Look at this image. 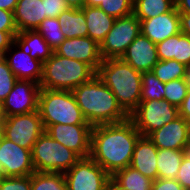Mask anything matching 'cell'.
I'll use <instances>...</instances> for the list:
<instances>
[{
    "label": "cell",
    "instance_id": "obj_1",
    "mask_svg": "<svg viewBox=\"0 0 190 190\" xmlns=\"http://www.w3.org/2000/svg\"><path fill=\"white\" fill-rule=\"evenodd\" d=\"M140 136L130 118L120 123L93 126L89 156L112 176L130 166Z\"/></svg>",
    "mask_w": 190,
    "mask_h": 190
},
{
    "label": "cell",
    "instance_id": "obj_2",
    "mask_svg": "<svg viewBox=\"0 0 190 190\" xmlns=\"http://www.w3.org/2000/svg\"><path fill=\"white\" fill-rule=\"evenodd\" d=\"M72 93L84 118L92 127L120 123L130 118L97 74L88 82L76 87Z\"/></svg>",
    "mask_w": 190,
    "mask_h": 190
},
{
    "label": "cell",
    "instance_id": "obj_3",
    "mask_svg": "<svg viewBox=\"0 0 190 190\" xmlns=\"http://www.w3.org/2000/svg\"><path fill=\"white\" fill-rule=\"evenodd\" d=\"M97 76L108 86L119 105L130 116L141 101L142 73L119 58L102 60Z\"/></svg>",
    "mask_w": 190,
    "mask_h": 190
},
{
    "label": "cell",
    "instance_id": "obj_4",
    "mask_svg": "<svg viewBox=\"0 0 190 190\" xmlns=\"http://www.w3.org/2000/svg\"><path fill=\"white\" fill-rule=\"evenodd\" d=\"M97 72L82 61L60 56L53 52L43 63L40 87L52 90L73 91L91 80Z\"/></svg>",
    "mask_w": 190,
    "mask_h": 190
},
{
    "label": "cell",
    "instance_id": "obj_5",
    "mask_svg": "<svg viewBox=\"0 0 190 190\" xmlns=\"http://www.w3.org/2000/svg\"><path fill=\"white\" fill-rule=\"evenodd\" d=\"M38 111L45 130L53 124H89L72 91L41 88Z\"/></svg>",
    "mask_w": 190,
    "mask_h": 190
},
{
    "label": "cell",
    "instance_id": "obj_6",
    "mask_svg": "<svg viewBox=\"0 0 190 190\" xmlns=\"http://www.w3.org/2000/svg\"><path fill=\"white\" fill-rule=\"evenodd\" d=\"M31 155L36 172L65 173L80 159L46 131L34 143Z\"/></svg>",
    "mask_w": 190,
    "mask_h": 190
},
{
    "label": "cell",
    "instance_id": "obj_7",
    "mask_svg": "<svg viewBox=\"0 0 190 190\" xmlns=\"http://www.w3.org/2000/svg\"><path fill=\"white\" fill-rule=\"evenodd\" d=\"M178 116V107L167 100H141L130 119L142 136H148Z\"/></svg>",
    "mask_w": 190,
    "mask_h": 190
},
{
    "label": "cell",
    "instance_id": "obj_8",
    "mask_svg": "<svg viewBox=\"0 0 190 190\" xmlns=\"http://www.w3.org/2000/svg\"><path fill=\"white\" fill-rule=\"evenodd\" d=\"M141 33V22L134 15L116 18L113 27L100 44V54L103 60L121 58L128 46Z\"/></svg>",
    "mask_w": 190,
    "mask_h": 190
},
{
    "label": "cell",
    "instance_id": "obj_9",
    "mask_svg": "<svg viewBox=\"0 0 190 190\" xmlns=\"http://www.w3.org/2000/svg\"><path fill=\"white\" fill-rule=\"evenodd\" d=\"M110 177L90 156L80 158L64 173L67 190H105Z\"/></svg>",
    "mask_w": 190,
    "mask_h": 190
},
{
    "label": "cell",
    "instance_id": "obj_10",
    "mask_svg": "<svg viewBox=\"0 0 190 190\" xmlns=\"http://www.w3.org/2000/svg\"><path fill=\"white\" fill-rule=\"evenodd\" d=\"M44 131L38 110L6 117L4 137L20 147L32 150L34 143Z\"/></svg>",
    "mask_w": 190,
    "mask_h": 190
},
{
    "label": "cell",
    "instance_id": "obj_11",
    "mask_svg": "<svg viewBox=\"0 0 190 190\" xmlns=\"http://www.w3.org/2000/svg\"><path fill=\"white\" fill-rule=\"evenodd\" d=\"M90 124H53L45 131L80 158L89 157L91 144Z\"/></svg>",
    "mask_w": 190,
    "mask_h": 190
},
{
    "label": "cell",
    "instance_id": "obj_12",
    "mask_svg": "<svg viewBox=\"0 0 190 190\" xmlns=\"http://www.w3.org/2000/svg\"><path fill=\"white\" fill-rule=\"evenodd\" d=\"M0 163L5 177L30 176L35 172L31 150L5 137L0 140Z\"/></svg>",
    "mask_w": 190,
    "mask_h": 190
},
{
    "label": "cell",
    "instance_id": "obj_13",
    "mask_svg": "<svg viewBox=\"0 0 190 190\" xmlns=\"http://www.w3.org/2000/svg\"><path fill=\"white\" fill-rule=\"evenodd\" d=\"M40 90L39 83L31 80H17L2 102L6 117L37 111Z\"/></svg>",
    "mask_w": 190,
    "mask_h": 190
},
{
    "label": "cell",
    "instance_id": "obj_14",
    "mask_svg": "<svg viewBox=\"0 0 190 190\" xmlns=\"http://www.w3.org/2000/svg\"><path fill=\"white\" fill-rule=\"evenodd\" d=\"M54 52L60 56L85 62L96 72L102 63L100 45L90 37L65 39Z\"/></svg>",
    "mask_w": 190,
    "mask_h": 190
},
{
    "label": "cell",
    "instance_id": "obj_15",
    "mask_svg": "<svg viewBox=\"0 0 190 190\" xmlns=\"http://www.w3.org/2000/svg\"><path fill=\"white\" fill-rule=\"evenodd\" d=\"M189 125L190 123L179 115L147 137L158 149L185 150L188 143Z\"/></svg>",
    "mask_w": 190,
    "mask_h": 190
},
{
    "label": "cell",
    "instance_id": "obj_16",
    "mask_svg": "<svg viewBox=\"0 0 190 190\" xmlns=\"http://www.w3.org/2000/svg\"><path fill=\"white\" fill-rule=\"evenodd\" d=\"M121 59L141 73L152 71L159 61L156 44L140 33Z\"/></svg>",
    "mask_w": 190,
    "mask_h": 190
},
{
    "label": "cell",
    "instance_id": "obj_17",
    "mask_svg": "<svg viewBox=\"0 0 190 190\" xmlns=\"http://www.w3.org/2000/svg\"><path fill=\"white\" fill-rule=\"evenodd\" d=\"M140 22L141 33L155 44L180 33V17L175 6L169 12Z\"/></svg>",
    "mask_w": 190,
    "mask_h": 190
},
{
    "label": "cell",
    "instance_id": "obj_18",
    "mask_svg": "<svg viewBox=\"0 0 190 190\" xmlns=\"http://www.w3.org/2000/svg\"><path fill=\"white\" fill-rule=\"evenodd\" d=\"M12 48H16L14 43L3 54V58L7 61L9 68L16 76L17 80H31L36 83H40L43 63L37 59H33L20 48H18L19 50L17 48L14 49L16 50L14 52L12 51Z\"/></svg>",
    "mask_w": 190,
    "mask_h": 190
},
{
    "label": "cell",
    "instance_id": "obj_19",
    "mask_svg": "<svg viewBox=\"0 0 190 190\" xmlns=\"http://www.w3.org/2000/svg\"><path fill=\"white\" fill-rule=\"evenodd\" d=\"M158 148L147 136H140L134 147L130 166L139 171L142 175L156 180Z\"/></svg>",
    "mask_w": 190,
    "mask_h": 190
},
{
    "label": "cell",
    "instance_id": "obj_20",
    "mask_svg": "<svg viewBox=\"0 0 190 190\" xmlns=\"http://www.w3.org/2000/svg\"><path fill=\"white\" fill-rule=\"evenodd\" d=\"M18 32L36 30L46 19L43 0H18L13 12Z\"/></svg>",
    "mask_w": 190,
    "mask_h": 190
},
{
    "label": "cell",
    "instance_id": "obj_21",
    "mask_svg": "<svg viewBox=\"0 0 190 190\" xmlns=\"http://www.w3.org/2000/svg\"><path fill=\"white\" fill-rule=\"evenodd\" d=\"M159 60L174 59L185 66L190 65V36L182 32L156 44Z\"/></svg>",
    "mask_w": 190,
    "mask_h": 190
},
{
    "label": "cell",
    "instance_id": "obj_22",
    "mask_svg": "<svg viewBox=\"0 0 190 190\" xmlns=\"http://www.w3.org/2000/svg\"><path fill=\"white\" fill-rule=\"evenodd\" d=\"M14 44L33 59L42 63L46 62L54 52L37 30L18 32L14 37Z\"/></svg>",
    "mask_w": 190,
    "mask_h": 190
},
{
    "label": "cell",
    "instance_id": "obj_23",
    "mask_svg": "<svg viewBox=\"0 0 190 190\" xmlns=\"http://www.w3.org/2000/svg\"><path fill=\"white\" fill-rule=\"evenodd\" d=\"M82 10L84 11L88 29L87 36L100 45L113 27L116 18L108 15L98 7L84 6Z\"/></svg>",
    "mask_w": 190,
    "mask_h": 190
},
{
    "label": "cell",
    "instance_id": "obj_24",
    "mask_svg": "<svg viewBox=\"0 0 190 190\" xmlns=\"http://www.w3.org/2000/svg\"><path fill=\"white\" fill-rule=\"evenodd\" d=\"M61 31L67 39L87 37V25L82 9L68 8L58 15Z\"/></svg>",
    "mask_w": 190,
    "mask_h": 190
},
{
    "label": "cell",
    "instance_id": "obj_25",
    "mask_svg": "<svg viewBox=\"0 0 190 190\" xmlns=\"http://www.w3.org/2000/svg\"><path fill=\"white\" fill-rule=\"evenodd\" d=\"M185 150L158 149L157 169L158 178L176 179Z\"/></svg>",
    "mask_w": 190,
    "mask_h": 190
},
{
    "label": "cell",
    "instance_id": "obj_26",
    "mask_svg": "<svg viewBox=\"0 0 190 190\" xmlns=\"http://www.w3.org/2000/svg\"><path fill=\"white\" fill-rule=\"evenodd\" d=\"M111 177L127 190H152L154 181L131 166L116 171Z\"/></svg>",
    "mask_w": 190,
    "mask_h": 190
},
{
    "label": "cell",
    "instance_id": "obj_27",
    "mask_svg": "<svg viewBox=\"0 0 190 190\" xmlns=\"http://www.w3.org/2000/svg\"><path fill=\"white\" fill-rule=\"evenodd\" d=\"M175 0H133V14L139 19H150L169 12Z\"/></svg>",
    "mask_w": 190,
    "mask_h": 190
},
{
    "label": "cell",
    "instance_id": "obj_28",
    "mask_svg": "<svg viewBox=\"0 0 190 190\" xmlns=\"http://www.w3.org/2000/svg\"><path fill=\"white\" fill-rule=\"evenodd\" d=\"M31 190H67L64 173L35 171L31 174Z\"/></svg>",
    "mask_w": 190,
    "mask_h": 190
},
{
    "label": "cell",
    "instance_id": "obj_29",
    "mask_svg": "<svg viewBox=\"0 0 190 190\" xmlns=\"http://www.w3.org/2000/svg\"><path fill=\"white\" fill-rule=\"evenodd\" d=\"M186 66L174 59L159 60L152 71L155 76L163 83L171 80L184 78Z\"/></svg>",
    "mask_w": 190,
    "mask_h": 190
},
{
    "label": "cell",
    "instance_id": "obj_30",
    "mask_svg": "<svg viewBox=\"0 0 190 190\" xmlns=\"http://www.w3.org/2000/svg\"><path fill=\"white\" fill-rule=\"evenodd\" d=\"M36 30L53 50L66 39L57 17L44 19Z\"/></svg>",
    "mask_w": 190,
    "mask_h": 190
},
{
    "label": "cell",
    "instance_id": "obj_31",
    "mask_svg": "<svg viewBox=\"0 0 190 190\" xmlns=\"http://www.w3.org/2000/svg\"><path fill=\"white\" fill-rule=\"evenodd\" d=\"M165 83L161 82L153 71L142 73L141 100H163Z\"/></svg>",
    "mask_w": 190,
    "mask_h": 190
},
{
    "label": "cell",
    "instance_id": "obj_32",
    "mask_svg": "<svg viewBox=\"0 0 190 190\" xmlns=\"http://www.w3.org/2000/svg\"><path fill=\"white\" fill-rule=\"evenodd\" d=\"M164 90L165 95L163 99L167 100L172 105L179 107L185 99L189 87L187 86L184 78H181L165 83Z\"/></svg>",
    "mask_w": 190,
    "mask_h": 190
},
{
    "label": "cell",
    "instance_id": "obj_33",
    "mask_svg": "<svg viewBox=\"0 0 190 190\" xmlns=\"http://www.w3.org/2000/svg\"><path fill=\"white\" fill-rule=\"evenodd\" d=\"M98 8L114 18H123L133 14V0H103Z\"/></svg>",
    "mask_w": 190,
    "mask_h": 190
},
{
    "label": "cell",
    "instance_id": "obj_34",
    "mask_svg": "<svg viewBox=\"0 0 190 190\" xmlns=\"http://www.w3.org/2000/svg\"><path fill=\"white\" fill-rule=\"evenodd\" d=\"M16 76L12 73L7 61L4 58L0 59V102H3L10 91L13 89Z\"/></svg>",
    "mask_w": 190,
    "mask_h": 190
},
{
    "label": "cell",
    "instance_id": "obj_35",
    "mask_svg": "<svg viewBox=\"0 0 190 190\" xmlns=\"http://www.w3.org/2000/svg\"><path fill=\"white\" fill-rule=\"evenodd\" d=\"M0 190H31V175L0 178Z\"/></svg>",
    "mask_w": 190,
    "mask_h": 190
},
{
    "label": "cell",
    "instance_id": "obj_36",
    "mask_svg": "<svg viewBox=\"0 0 190 190\" xmlns=\"http://www.w3.org/2000/svg\"><path fill=\"white\" fill-rule=\"evenodd\" d=\"M176 180L185 190H190V147L185 148V155L176 175Z\"/></svg>",
    "mask_w": 190,
    "mask_h": 190
},
{
    "label": "cell",
    "instance_id": "obj_37",
    "mask_svg": "<svg viewBox=\"0 0 190 190\" xmlns=\"http://www.w3.org/2000/svg\"><path fill=\"white\" fill-rule=\"evenodd\" d=\"M46 18L58 17L63 11L70 8L65 0H43Z\"/></svg>",
    "mask_w": 190,
    "mask_h": 190
},
{
    "label": "cell",
    "instance_id": "obj_38",
    "mask_svg": "<svg viewBox=\"0 0 190 190\" xmlns=\"http://www.w3.org/2000/svg\"><path fill=\"white\" fill-rule=\"evenodd\" d=\"M0 31L9 32L13 37L17 35L18 30L15 26L12 11L0 9Z\"/></svg>",
    "mask_w": 190,
    "mask_h": 190
},
{
    "label": "cell",
    "instance_id": "obj_39",
    "mask_svg": "<svg viewBox=\"0 0 190 190\" xmlns=\"http://www.w3.org/2000/svg\"><path fill=\"white\" fill-rule=\"evenodd\" d=\"M152 190H185L176 179L157 178L153 181Z\"/></svg>",
    "mask_w": 190,
    "mask_h": 190
},
{
    "label": "cell",
    "instance_id": "obj_40",
    "mask_svg": "<svg viewBox=\"0 0 190 190\" xmlns=\"http://www.w3.org/2000/svg\"><path fill=\"white\" fill-rule=\"evenodd\" d=\"M14 43V37L9 32L0 31V53L4 54Z\"/></svg>",
    "mask_w": 190,
    "mask_h": 190
},
{
    "label": "cell",
    "instance_id": "obj_41",
    "mask_svg": "<svg viewBox=\"0 0 190 190\" xmlns=\"http://www.w3.org/2000/svg\"><path fill=\"white\" fill-rule=\"evenodd\" d=\"M178 110L179 115L190 123V88L182 104L178 107Z\"/></svg>",
    "mask_w": 190,
    "mask_h": 190
},
{
    "label": "cell",
    "instance_id": "obj_42",
    "mask_svg": "<svg viewBox=\"0 0 190 190\" xmlns=\"http://www.w3.org/2000/svg\"><path fill=\"white\" fill-rule=\"evenodd\" d=\"M180 32L190 36V13H179Z\"/></svg>",
    "mask_w": 190,
    "mask_h": 190
},
{
    "label": "cell",
    "instance_id": "obj_43",
    "mask_svg": "<svg viewBox=\"0 0 190 190\" xmlns=\"http://www.w3.org/2000/svg\"><path fill=\"white\" fill-rule=\"evenodd\" d=\"M178 13H190V0H175Z\"/></svg>",
    "mask_w": 190,
    "mask_h": 190
},
{
    "label": "cell",
    "instance_id": "obj_44",
    "mask_svg": "<svg viewBox=\"0 0 190 190\" xmlns=\"http://www.w3.org/2000/svg\"><path fill=\"white\" fill-rule=\"evenodd\" d=\"M18 0H0V9L14 12Z\"/></svg>",
    "mask_w": 190,
    "mask_h": 190
},
{
    "label": "cell",
    "instance_id": "obj_45",
    "mask_svg": "<svg viewBox=\"0 0 190 190\" xmlns=\"http://www.w3.org/2000/svg\"><path fill=\"white\" fill-rule=\"evenodd\" d=\"M105 190H127V189L119 185L112 177H110L106 184Z\"/></svg>",
    "mask_w": 190,
    "mask_h": 190
},
{
    "label": "cell",
    "instance_id": "obj_46",
    "mask_svg": "<svg viewBox=\"0 0 190 190\" xmlns=\"http://www.w3.org/2000/svg\"><path fill=\"white\" fill-rule=\"evenodd\" d=\"M70 8L82 9L84 7V0H65Z\"/></svg>",
    "mask_w": 190,
    "mask_h": 190
},
{
    "label": "cell",
    "instance_id": "obj_47",
    "mask_svg": "<svg viewBox=\"0 0 190 190\" xmlns=\"http://www.w3.org/2000/svg\"><path fill=\"white\" fill-rule=\"evenodd\" d=\"M103 0H84V6L98 7Z\"/></svg>",
    "mask_w": 190,
    "mask_h": 190
},
{
    "label": "cell",
    "instance_id": "obj_48",
    "mask_svg": "<svg viewBox=\"0 0 190 190\" xmlns=\"http://www.w3.org/2000/svg\"><path fill=\"white\" fill-rule=\"evenodd\" d=\"M184 80L187 86L190 88V65H187L185 68Z\"/></svg>",
    "mask_w": 190,
    "mask_h": 190
},
{
    "label": "cell",
    "instance_id": "obj_49",
    "mask_svg": "<svg viewBox=\"0 0 190 190\" xmlns=\"http://www.w3.org/2000/svg\"><path fill=\"white\" fill-rule=\"evenodd\" d=\"M6 121V114L3 108V103L0 102V122H5Z\"/></svg>",
    "mask_w": 190,
    "mask_h": 190
},
{
    "label": "cell",
    "instance_id": "obj_50",
    "mask_svg": "<svg viewBox=\"0 0 190 190\" xmlns=\"http://www.w3.org/2000/svg\"><path fill=\"white\" fill-rule=\"evenodd\" d=\"M5 122H0V140L4 137Z\"/></svg>",
    "mask_w": 190,
    "mask_h": 190
},
{
    "label": "cell",
    "instance_id": "obj_51",
    "mask_svg": "<svg viewBox=\"0 0 190 190\" xmlns=\"http://www.w3.org/2000/svg\"><path fill=\"white\" fill-rule=\"evenodd\" d=\"M187 147H190V125L188 128V143H187Z\"/></svg>",
    "mask_w": 190,
    "mask_h": 190
},
{
    "label": "cell",
    "instance_id": "obj_52",
    "mask_svg": "<svg viewBox=\"0 0 190 190\" xmlns=\"http://www.w3.org/2000/svg\"><path fill=\"white\" fill-rule=\"evenodd\" d=\"M2 177H3V170H2V165L0 163V178H2Z\"/></svg>",
    "mask_w": 190,
    "mask_h": 190
}]
</instances>
